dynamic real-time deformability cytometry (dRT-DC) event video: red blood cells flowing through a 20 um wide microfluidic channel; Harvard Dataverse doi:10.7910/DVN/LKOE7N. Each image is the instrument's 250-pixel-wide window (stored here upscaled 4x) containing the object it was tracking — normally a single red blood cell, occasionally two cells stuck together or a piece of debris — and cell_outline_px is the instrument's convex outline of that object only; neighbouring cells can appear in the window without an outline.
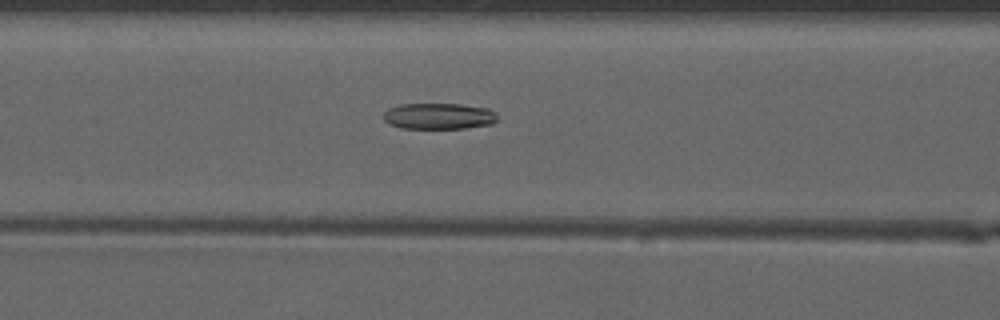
{"species": "common noctule bat (a hibernating species)", "species_latin": "Nyctalus noctula", "temperature_condition": "warm", "stored_images_in_passage": 51, "camera_frame_rate_fps": 3000, "um_per_image_px": 0.085, "animal": {"sex": "male", "forearm_length_mm": 52.5}, "frame": {"image": 1, "passage_image": 23, "time_ms": 7.333, "image_size_px": [1000, 320], "cell_outline_px": [[496, 120], [492, 124], [464, 128], [400, 128], [388, 124], [384, 120], [384, 112], [388, 108], [400, 104], [460, 104], [488, 108], [496, 112]], "centroid_in_image_um": [37.28, 9.87], "position_along_channel_um": 129.3, "area_um2": 17.4}}
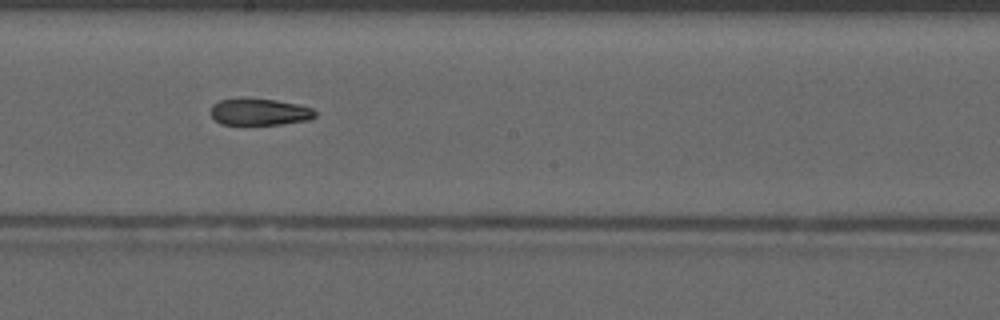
{"frame": {"image": 2, "passage_image": 30, "time_ms": 9.667, "image_size_px": [1000, 320], "cell_outline_px": [[316, 116], [312, 120], [284, 124], [220, 124], [208, 112], [212, 104], [220, 100], [276, 100], [300, 104], [312, 108], [316, 112]], "centroid_in_image_um": [22.11, 9.54], "position_along_channel_um": 226.1, "area_um2": 16.13}}
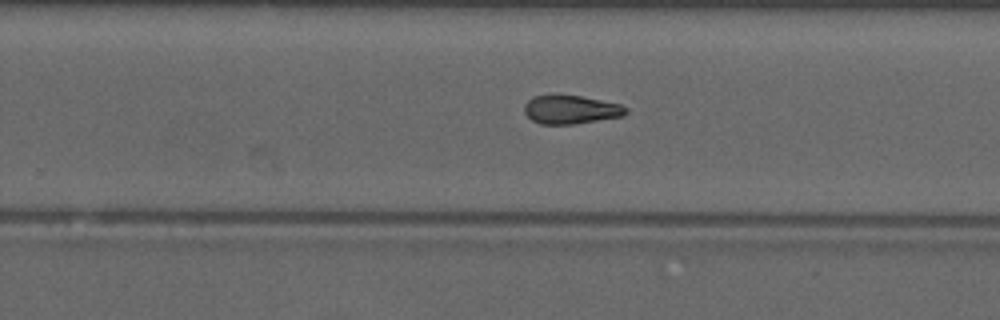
{"frame": {"image": 3, "passage_image": 34, "time_ms": 11.0, "image_size_px": [1000, 320], "cell_outline_px": [[628, 112], [624, 116], [572, 124], [540, 124], [532, 120], [524, 112], [524, 104], [532, 96], [552, 92], [580, 96], [620, 104], [628, 108]], "centroid_in_image_um": [48.47, 9.28], "position_along_channel_um": 281.3, "area_um2": 17.4}, "authors_computed_cell_mechanics": {"area_um2": 17.8024, "velocity_mm_per_s": 4.1567, "shape_relaxation_time_tau1_ms": null, "shape_relaxation_time_tau2_ms": 6.3532, "deformation_change_tau1": null, "deformation_change_tau2": 0.1681}}